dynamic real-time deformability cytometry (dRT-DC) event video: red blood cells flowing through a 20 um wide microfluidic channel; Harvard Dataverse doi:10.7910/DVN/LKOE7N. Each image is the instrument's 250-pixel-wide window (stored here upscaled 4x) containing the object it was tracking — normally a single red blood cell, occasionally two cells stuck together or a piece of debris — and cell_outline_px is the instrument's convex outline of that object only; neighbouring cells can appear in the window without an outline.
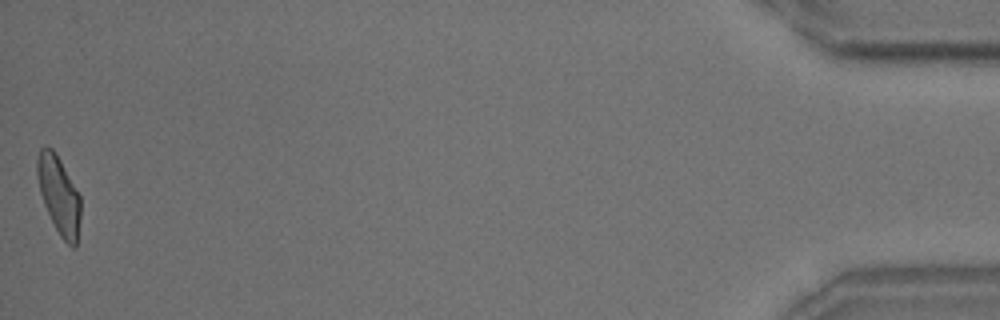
{"species": "common noctule bat (a hibernating species)", "species_latin": "Nyctalus noctula", "temperature_condition": "room temperature", "stored_images_in_passage": 40, "camera_frame_rate_fps": 3000, "um_per_image_px": 0.085, "animal": {"sex": "male", "body_mass_g": 18.8}, "frame": {"image": 1, "passage_image": 40, "time_ms": 13.0, "image_size_px": [1000, 320], "cell_outline_px": [[80, 220], [76, 248], [72, 248], [60, 236], [44, 204], [40, 192], [36, 176], [36, 160], [40, 148], [44, 144], [52, 148], [56, 152], [80, 196]], "centroid_in_image_um": [4.99, 16.55], "position_along_channel_um": 430.2, "area_um2": 19.77}, "authors_computed_cell_mechanics": {"area_um2": 20.2878, "velocity_mm_per_s": 3.6668, "shape_relaxation_time_tau1_ms": 7.4052, "shape_relaxation_time_tau2_ms": 1.7875, "deformation_change_tau1": 0.1863, "deformation_change_tau2": 0.0883}}